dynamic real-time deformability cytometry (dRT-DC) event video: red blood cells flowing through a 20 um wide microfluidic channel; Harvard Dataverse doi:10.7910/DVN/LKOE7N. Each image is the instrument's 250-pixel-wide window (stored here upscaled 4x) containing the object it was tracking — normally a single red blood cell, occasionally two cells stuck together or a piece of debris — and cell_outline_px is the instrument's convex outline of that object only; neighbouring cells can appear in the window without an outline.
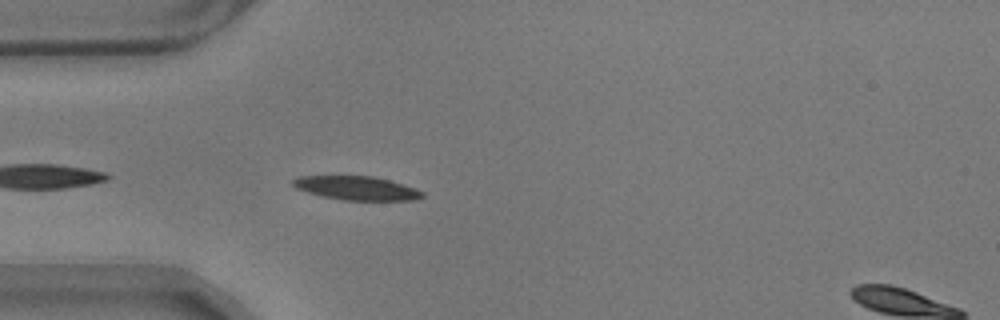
{"species": "common noctule bat (a hibernating species)", "species_latin": "Nyctalus noctula", "temperature_condition": "warm", "stored_images_in_passage": 39, "camera_frame_rate_fps": 3000, "um_per_image_px": 0.085, "animal": {"sex": "male", "body_mass_g": 17.9}, "frame": {"image": 1, "passage_image": 3, "time_ms": 0.667, "image_size_px": [1000, 320], "cell_outline_px": [[424, 196], [412, 200], [344, 200], [324, 196], [308, 192], [296, 188], [292, 184], [292, 180], [300, 176], [372, 176], [388, 180], [424, 192]], "centroid_in_image_um": [30.28, 15.99], "position_along_channel_um": 54.7, "area_um2": 17.51}}
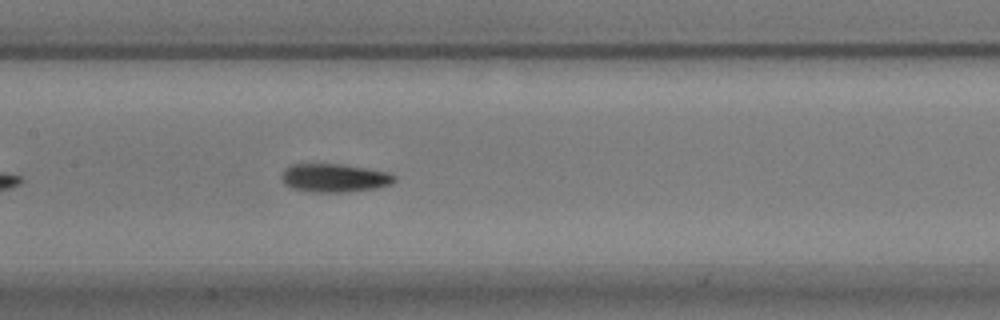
{"frame": {"image": 2, "passage_image": 14, "time_ms": 4.333, "image_size_px": [1000, 320], "cell_outline_px": [[396, 180], [392, 184], [376, 188], [344, 192], [312, 192], [292, 188], [284, 184], [280, 180], [280, 176], [284, 168], [292, 164], [340, 164], [388, 172], [396, 176]], "centroid_in_image_um": [28.39, 15.12], "position_along_channel_um": 179.0, "area_um2": 18.79}}
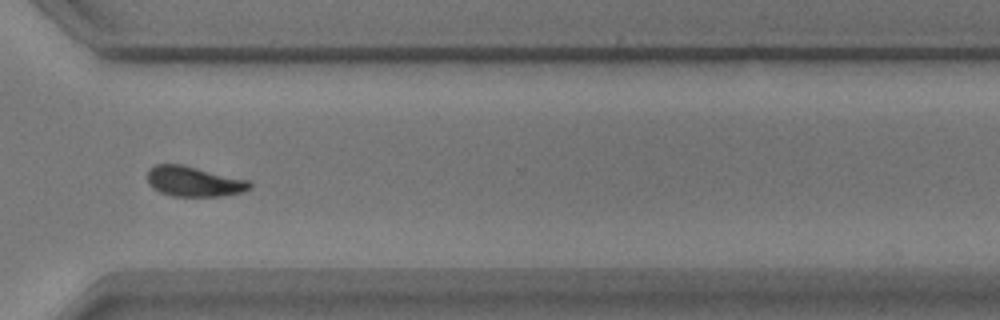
{"frame": {"image": 3, "passage_image": 29, "time_ms": 9.333, "image_size_px": [1000, 320], "cell_outline_px": [[252, 188], [244, 192], [224, 196], [172, 196], [160, 192], [152, 188], [148, 184], [148, 172], [156, 164], [180, 164], [248, 180], [252, 184]], "centroid_in_image_um": [16.5, 15.44], "position_along_channel_um": 354.1, "area_um2": 17.92}, "authors_computed_cell_mechanics": {"area_um2": 18.207, "velocity_mm_per_s": 3.5132, "shape_relaxation_time_tau1_ms": 5.7869, "shape_relaxation_time_tau2_ms": 6.6442, "deformation_change_tau1": 0.1483, "deformation_change_tau2": 0.1172}}